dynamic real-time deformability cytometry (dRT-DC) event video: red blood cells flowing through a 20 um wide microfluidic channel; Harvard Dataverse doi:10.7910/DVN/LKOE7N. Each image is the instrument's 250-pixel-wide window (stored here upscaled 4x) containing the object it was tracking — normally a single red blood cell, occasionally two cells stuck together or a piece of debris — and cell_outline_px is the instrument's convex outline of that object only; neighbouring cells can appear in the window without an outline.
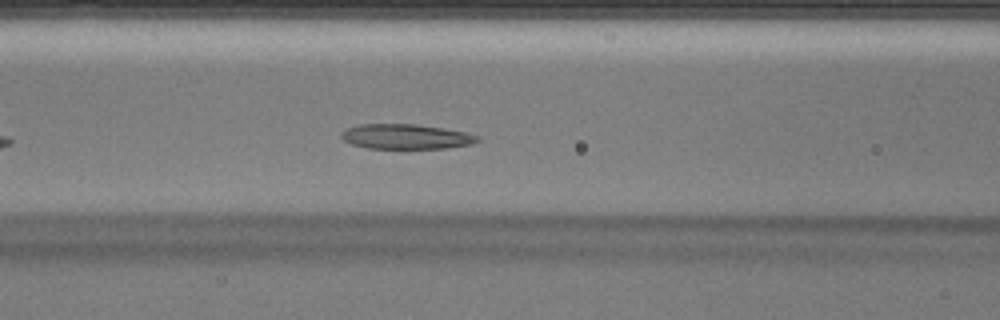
{"species": "Egyptian fruit bat (a non-hibernating species)", "species_latin": "Rousettus aegyptiacus", "temperature_condition": "warm", "stored_images_in_passage": 30, "camera_frame_rate_fps": 3000, "um_per_image_px": 0.085, "animal": {"sex": "male"}, "frame": {"image": 1, "passage_image": 9, "time_ms": 2.667, "image_size_px": [1000, 320], "cell_outline_px": [[480, 140], [472, 144], [448, 148], [404, 152], [368, 148], [352, 144], [344, 140], [340, 136], [340, 132], [348, 128], [360, 124], [416, 124], [464, 132], [480, 136]], "centroid_in_image_um": [34.51, 11.67], "position_along_channel_um": 132.1, "area_um2": 20.81}}